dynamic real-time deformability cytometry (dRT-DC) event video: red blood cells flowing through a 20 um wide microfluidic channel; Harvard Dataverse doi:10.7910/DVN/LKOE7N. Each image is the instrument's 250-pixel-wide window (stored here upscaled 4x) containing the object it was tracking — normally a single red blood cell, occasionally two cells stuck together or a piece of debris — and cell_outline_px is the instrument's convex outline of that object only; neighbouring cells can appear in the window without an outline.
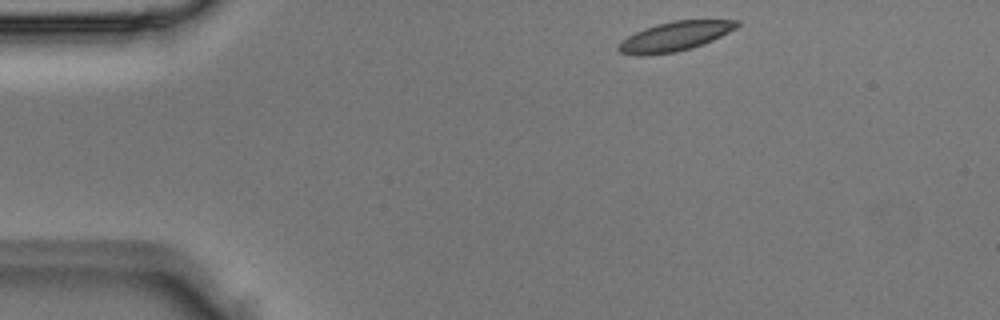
{"species": "Egyptian fruit bat (a non-hibernating species)", "species_latin": "Rousettus aegyptiacus", "temperature_condition": "room temperature", "stored_images_in_passage": 3, "camera_frame_rate_fps": 3000, "um_per_image_px": 0.085, "animal": {"sex": "male"}, "frame": {"image": 1, "passage_image": 1, "time_ms": 0.0, "image_size_px": [1000, 320], "cell_outline_px": [[740, 24], [736, 28], [704, 44], [692, 48], [676, 52], [644, 56], [632, 56], [620, 52], [616, 48], [620, 40], [644, 28], [656, 24], [676, 20], [740, 20]], "centroid_in_image_um": [57.31, 3.11], "position_along_channel_um": 27.7, "area_um2": 20.46}}
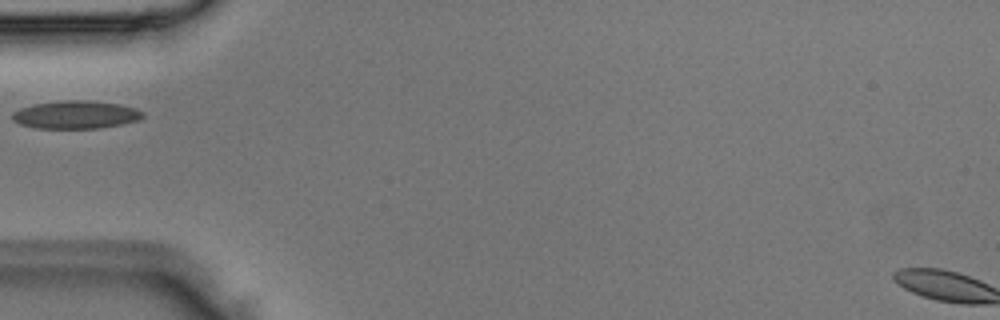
{"frame": {"image": 2, "passage_image": 3, "time_ms": 0.667, "image_size_px": [1000, 320], "cell_outline_px": [[144, 116], [140, 120], [100, 128], [36, 128], [20, 124], [12, 120], [12, 112], [20, 108], [32, 104], [64, 100], [84, 100], [120, 104], [136, 108], [144, 112]], "centroid_in_image_um": [6.44, 9.74], "position_along_channel_um": 78.6, "area_um2": 21.33}}